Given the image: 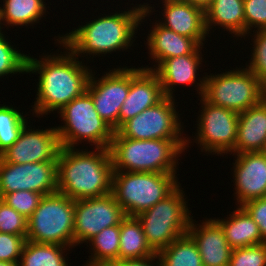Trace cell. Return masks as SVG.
Listing matches in <instances>:
<instances>
[{"instance_id":"cell-2","label":"cell","mask_w":266,"mask_h":266,"mask_svg":"<svg viewBox=\"0 0 266 266\" xmlns=\"http://www.w3.org/2000/svg\"><path fill=\"white\" fill-rule=\"evenodd\" d=\"M139 4L136 7L122 13H115L98 17L85 25L79 26L75 30L56 39L63 47L68 48L75 56H98L108 54L116 50L128 49L132 46L135 31L139 24L145 20L154 7L149 4ZM141 22V23H140ZM81 54V55H80Z\"/></svg>"},{"instance_id":"cell-7","label":"cell","mask_w":266,"mask_h":266,"mask_svg":"<svg viewBox=\"0 0 266 266\" xmlns=\"http://www.w3.org/2000/svg\"><path fill=\"white\" fill-rule=\"evenodd\" d=\"M184 197L185 193L178 185L163 200L136 216L148 245L155 253L187 234L192 217Z\"/></svg>"},{"instance_id":"cell-43","label":"cell","mask_w":266,"mask_h":266,"mask_svg":"<svg viewBox=\"0 0 266 266\" xmlns=\"http://www.w3.org/2000/svg\"><path fill=\"white\" fill-rule=\"evenodd\" d=\"M164 1H183V0H164Z\"/></svg>"},{"instance_id":"cell-25","label":"cell","mask_w":266,"mask_h":266,"mask_svg":"<svg viewBox=\"0 0 266 266\" xmlns=\"http://www.w3.org/2000/svg\"><path fill=\"white\" fill-rule=\"evenodd\" d=\"M118 260L150 257L156 253L146 241L141 222L136 216H126L120 223Z\"/></svg>"},{"instance_id":"cell-30","label":"cell","mask_w":266,"mask_h":266,"mask_svg":"<svg viewBox=\"0 0 266 266\" xmlns=\"http://www.w3.org/2000/svg\"><path fill=\"white\" fill-rule=\"evenodd\" d=\"M12 106H0V155L12 146L26 124L27 119Z\"/></svg>"},{"instance_id":"cell-3","label":"cell","mask_w":266,"mask_h":266,"mask_svg":"<svg viewBox=\"0 0 266 266\" xmlns=\"http://www.w3.org/2000/svg\"><path fill=\"white\" fill-rule=\"evenodd\" d=\"M95 149L84 151L61 147L57 157L58 192L75 201L111 193L113 166L110 150Z\"/></svg>"},{"instance_id":"cell-40","label":"cell","mask_w":266,"mask_h":266,"mask_svg":"<svg viewBox=\"0 0 266 266\" xmlns=\"http://www.w3.org/2000/svg\"><path fill=\"white\" fill-rule=\"evenodd\" d=\"M184 2L190 3L195 7L202 9L204 12L210 7L213 0H183Z\"/></svg>"},{"instance_id":"cell-42","label":"cell","mask_w":266,"mask_h":266,"mask_svg":"<svg viewBox=\"0 0 266 266\" xmlns=\"http://www.w3.org/2000/svg\"><path fill=\"white\" fill-rule=\"evenodd\" d=\"M260 152L266 157V141H265L264 146Z\"/></svg>"},{"instance_id":"cell-35","label":"cell","mask_w":266,"mask_h":266,"mask_svg":"<svg viewBox=\"0 0 266 266\" xmlns=\"http://www.w3.org/2000/svg\"><path fill=\"white\" fill-rule=\"evenodd\" d=\"M0 233L27 236V218L0 198Z\"/></svg>"},{"instance_id":"cell-10","label":"cell","mask_w":266,"mask_h":266,"mask_svg":"<svg viewBox=\"0 0 266 266\" xmlns=\"http://www.w3.org/2000/svg\"><path fill=\"white\" fill-rule=\"evenodd\" d=\"M175 104L174 98L164 97L156 105L124 122L116 131L122 137L135 140L186 139L182 135L183 127Z\"/></svg>"},{"instance_id":"cell-38","label":"cell","mask_w":266,"mask_h":266,"mask_svg":"<svg viewBox=\"0 0 266 266\" xmlns=\"http://www.w3.org/2000/svg\"><path fill=\"white\" fill-rule=\"evenodd\" d=\"M242 207L258 224L263 242L266 243V197L248 201Z\"/></svg>"},{"instance_id":"cell-21","label":"cell","mask_w":266,"mask_h":266,"mask_svg":"<svg viewBox=\"0 0 266 266\" xmlns=\"http://www.w3.org/2000/svg\"><path fill=\"white\" fill-rule=\"evenodd\" d=\"M266 141V97L256 106L239 113L237 138L230 155L260 152Z\"/></svg>"},{"instance_id":"cell-31","label":"cell","mask_w":266,"mask_h":266,"mask_svg":"<svg viewBox=\"0 0 266 266\" xmlns=\"http://www.w3.org/2000/svg\"><path fill=\"white\" fill-rule=\"evenodd\" d=\"M0 29V77L27 73V54L21 53L5 38Z\"/></svg>"},{"instance_id":"cell-17","label":"cell","mask_w":266,"mask_h":266,"mask_svg":"<svg viewBox=\"0 0 266 266\" xmlns=\"http://www.w3.org/2000/svg\"><path fill=\"white\" fill-rule=\"evenodd\" d=\"M161 83L152 71L140 67L130 68V89L120 108L119 127L146 108L152 107L164 98Z\"/></svg>"},{"instance_id":"cell-16","label":"cell","mask_w":266,"mask_h":266,"mask_svg":"<svg viewBox=\"0 0 266 266\" xmlns=\"http://www.w3.org/2000/svg\"><path fill=\"white\" fill-rule=\"evenodd\" d=\"M233 166L237 204L266 197V157L261 152L237 154Z\"/></svg>"},{"instance_id":"cell-28","label":"cell","mask_w":266,"mask_h":266,"mask_svg":"<svg viewBox=\"0 0 266 266\" xmlns=\"http://www.w3.org/2000/svg\"><path fill=\"white\" fill-rule=\"evenodd\" d=\"M70 247L26 241L19 266H69L64 253Z\"/></svg>"},{"instance_id":"cell-19","label":"cell","mask_w":266,"mask_h":266,"mask_svg":"<svg viewBox=\"0 0 266 266\" xmlns=\"http://www.w3.org/2000/svg\"><path fill=\"white\" fill-rule=\"evenodd\" d=\"M165 19L159 24L170 29L179 35L195 39L201 46L208 35L205 26V12L184 1H164L162 0ZM163 22V23H162Z\"/></svg>"},{"instance_id":"cell-4","label":"cell","mask_w":266,"mask_h":266,"mask_svg":"<svg viewBox=\"0 0 266 266\" xmlns=\"http://www.w3.org/2000/svg\"><path fill=\"white\" fill-rule=\"evenodd\" d=\"M190 142V138L135 140L115 131L109 147L113 171L177 173V159Z\"/></svg>"},{"instance_id":"cell-36","label":"cell","mask_w":266,"mask_h":266,"mask_svg":"<svg viewBox=\"0 0 266 266\" xmlns=\"http://www.w3.org/2000/svg\"><path fill=\"white\" fill-rule=\"evenodd\" d=\"M245 36L251 29H266V0H244Z\"/></svg>"},{"instance_id":"cell-9","label":"cell","mask_w":266,"mask_h":266,"mask_svg":"<svg viewBox=\"0 0 266 266\" xmlns=\"http://www.w3.org/2000/svg\"><path fill=\"white\" fill-rule=\"evenodd\" d=\"M28 241L74 247V200L56 192L44 195L27 219Z\"/></svg>"},{"instance_id":"cell-32","label":"cell","mask_w":266,"mask_h":266,"mask_svg":"<svg viewBox=\"0 0 266 266\" xmlns=\"http://www.w3.org/2000/svg\"><path fill=\"white\" fill-rule=\"evenodd\" d=\"M255 32V34H254ZM253 53L250 57V65L246 67L266 85V29H254Z\"/></svg>"},{"instance_id":"cell-39","label":"cell","mask_w":266,"mask_h":266,"mask_svg":"<svg viewBox=\"0 0 266 266\" xmlns=\"http://www.w3.org/2000/svg\"><path fill=\"white\" fill-rule=\"evenodd\" d=\"M155 259L157 261H155ZM155 261L156 263H154ZM109 266H162V263L157 253L150 257H144L139 259H124L112 262Z\"/></svg>"},{"instance_id":"cell-34","label":"cell","mask_w":266,"mask_h":266,"mask_svg":"<svg viewBox=\"0 0 266 266\" xmlns=\"http://www.w3.org/2000/svg\"><path fill=\"white\" fill-rule=\"evenodd\" d=\"M229 266H266V243L234 248Z\"/></svg>"},{"instance_id":"cell-8","label":"cell","mask_w":266,"mask_h":266,"mask_svg":"<svg viewBox=\"0 0 266 266\" xmlns=\"http://www.w3.org/2000/svg\"><path fill=\"white\" fill-rule=\"evenodd\" d=\"M57 113L65 124L56 127L61 147H74L82 140L95 148L110 147L115 131L100 117L86 91Z\"/></svg>"},{"instance_id":"cell-27","label":"cell","mask_w":266,"mask_h":266,"mask_svg":"<svg viewBox=\"0 0 266 266\" xmlns=\"http://www.w3.org/2000/svg\"><path fill=\"white\" fill-rule=\"evenodd\" d=\"M120 225L104 228L100 233L91 238V256L84 266H109L118 260L120 247Z\"/></svg>"},{"instance_id":"cell-15","label":"cell","mask_w":266,"mask_h":266,"mask_svg":"<svg viewBox=\"0 0 266 266\" xmlns=\"http://www.w3.org/2000/svg\"><path fill=\"white\" fill-rule=\"evenodd\" d=\"M26 124L18 140L0 157L7 163L57 162L61 144L56 127L33 130Z\"/></svg>"},{"instance_id":"cell-11","label":"cell","mask_w":266,"mask_h":266,"mask_svg":"<svg viewBox=\"0 0 266 266\" xmlns=\"http://www.w3.org/2000/svg\"><path fill=\"white\" fill-rule=\"evenodd\" d=\"M201 108L199 119L196 143L200 145L201 152L208 154L230 153L235 146L238 129L239 114L224 108L222 106H215L209 103L203 96H201Z\"/></svg>"},{"instance_id":"cell-14","label":"cell","mask_w":266,"mask_h":266,"mask_svg":"<svg viewBox=\"0 0 266 266\" xmlns=\"http://www.w3.org/2000/svg\"><path fill=\"white\" fill-rule=\"evenodd\" d=\"M98 79V80H96ZM130 89V68H114L101 78L91 72L86 92L92 97L95 110L116 131L119 128L120 108Z\"/></svg>"},{"instance_id":"cell-22","label":"cell","mask_w":266,"mask_h":266,"mask_svg":"<svg viewBox=\"0 0 266 266\" xmlns=\"http://www.w3.org/2000/svg\"><path fill=\"white\" fill-rule=\"evenodd\" d=\"M146 40L149 55L158 64L168 58L193 54L201 47L195 39L179 35L159 22L152 26Z\"/></svg>"},{"instance_id":"cell-20","label":"cell","mask_w":266,"mask_h":266,"mask_svg":"<svg viewBox=\"0 0 266 266\" xmlns=\"http://www.w3.org/2000/svg\"><path fill=\"white\" fill-rule=\"evenodd\" d=\"M201 46L195 53L172 57L161 61L153 67H143L152 70L158 77L165 97L175 98L172 90L177 85H193L197 83L196 75L203 61ZM201 54V55H200ZM158 66V67H157ZM174 87V88H173Z\"/></svg>"},{"instance_id":"cell-6","label":"cell","mask_w":266,"mask_h":266,"mask_svg":"<svg viewBox=\"0 0 266 266\" xmlns=\"http://www.w3.org/2000/svg\"><path fill=\"white\" fill-rule=\"evenodd\" d=\"M176 178V173L113 171L111 193L126 216H137L181 186Z\"/></svg>"},{"instance_id":"cell-24","label":"cell","mask_w":266,"mask_h":266,"mask_svg":"<svg viewBox=\"0 0 266 266\" xmlns=\"http://www.w3.org/2000/svg\"><path fill=\"white\" fill-rule=\"evenodd\" d=\"M243 1L244 0H213L210 7L205 11L207 33L209 34L213 26L218 25L237 37L242 38L245 36Z\"/></svg>"},{"instance_id":"cell-13","label":"cell","mask_w":266,"mask_h":266,"mask_svg":"<svg viewBox=\"0 0 266 266\" xmlns=\"http://www.w3.org/2000/svg\"><path fill=\"white\" fill-rule=\"evenodd\" d=\"M20 190L40 193L43 196L56 193L57 162L13 164L0 157V198Z\"/></svg>"},{"instance_id":"cell-1","label":"cell","mask_w":266,"mask_h":266,"mask_svg":"<svg viewBox=\"0 0 266 266\" xmlns=\"http://www.w3.org/2000/svg\"><path fill=\"white\" fill-rule=\"evenodd\" d=\"M67 49V50H66ZM65 53L45 55L41 60L27 56V73H38L37 98L33 115L40 117L59 111L87 88L92 70L65 47ZM69 51V52H68ZM56 55V56H55Z\"/></svg>"},{"instance_id":"cell-29","label":"cell","mask_w":266,"mask_h":266,"mask_svg":"<svg viewBox=\"0 0 266 266\" xmlns=\"http://www.w3.org/2000/svg\"><path fill=\"white\" fill-rule=\"evenodd\" d=\"M162 266H203L194 240L185 234L157 253Z\"/></svg>"},{"instance_id":"cell-18","label":"cell","mask_w":266,"mask_h":266,"mask_svg":"<svg viewBox=\"0 0 266 266\" xmlns=\"http://www.w3.org/2000/svg\"><path fill=\"white\" fill-rule=\"evenodd\" d=\"M194 221L191 218L187 234L194 240L203 266H229L233 249L221 226L212 218L203 221L201 225L194 224Z\"/></svg>"},{"instance_id":"cell-37","label":"cell","mask_w":266,"mask_h":266,"mask_svg":"<svg viewBox=\"0 0 266 266\" xmlns=\"http://www.w3.org/2000/svg\"><path fill=\"white\" fill-rule=\"evenodd\" d=\"M26 241L22 235L0 233V261L19 263Z\"/></svg>"},{"instance_id":"cell-12","label":"cell","mask_w":266,"mask_h":266,"mask_svg":"<svg viewBox=\"0 0 266 266\" xmlns=\"http://www.w3.org/2000/svg\"><path fill=\"white\" fill-rule=\"evenodd\" d=\"M125 217L112 193L74 200V246L87 243L104 228L120 225Z\"/></svg>"},{"instance_id":"cell-41","label":"cell","mask_w":266,"mask_h":266,"mask_svg":"<svg viewBox=\"0 0 266 266\" xmlns=\"http://www.w3.org/2000/svg\"><path fill=\"white\" fill-rule=\"evenodd\" d=\"M19 263H11L7 261H0V266H19Z\"/></svg>"},{"instance_id":"cell-23","label":"cell","mask_w":266,"mask_h":266,"mask_svg":"<svg viewBox=\"0 0 266 266\" xmlns=\"http://www.w3.org/2000/svg\"><path fill=\"white\" fill-rule=\"evenodd\" d=\"M214 220L221 226L232 249L264 243L258 224L242 206H238L228 218Z\"/></svg>"},{"instance_id":"cell-5","label":"cell","mask_w":266,"mask_h":266,"mask_svg":"<svg viewBox=\"0 0 266 266\" xmlns=\"http://www.w3.org/2000/svg\"><path fill=\"white\" fill-rule=\"evenodd\" d=\"M197 85L200 97L238 114L258 105L266 97L265 85L247 67L205 75Z\"/></svg>"},{"instance_id":"cell-26","label":"cell","mask_w":266,"mask_h":266,"mask_svg":"<svg viewBox=\"0 0 266 266\" xmlns=\"http://www.w3.org/2000/svg\"><path fill=\"white\" fill-rule=\"evenodd\" d=\"M3 3V8L0 7V29L3 23L9 26L39 23L47 9L44 0H3Z\"/></svg>"},{"instance_id":"cell-33","label":"cell","mask_w":266,"mask_h":266,"mask_svg":"<svg viewBox=\"0 0 266 266\" xmlns=\"http://www.w3.org/2000/svg\"><path fill=\"white\" fill-rule=\"evenodd\" d=\"M42 197L43 195L40 193L20 190L7 193L1 199L28 219L38 207Z\"/></svg>"}]
</instances>
